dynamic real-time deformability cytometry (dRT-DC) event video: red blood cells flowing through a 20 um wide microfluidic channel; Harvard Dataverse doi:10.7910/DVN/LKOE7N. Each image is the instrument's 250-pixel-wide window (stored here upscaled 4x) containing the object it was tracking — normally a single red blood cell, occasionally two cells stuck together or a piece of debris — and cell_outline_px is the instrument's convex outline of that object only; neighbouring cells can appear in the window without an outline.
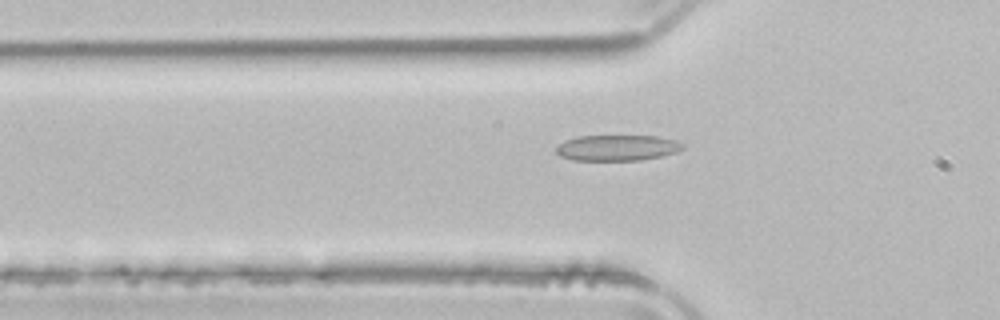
{"species": "common noctule bat (a hibernating species)", "species_latin": "Nyctalus noctula", "temperature_condition": "room temperature", "stored_images_in_passage": 37, "camera_frame_rate_fps": 3000, "um_per_image_px": 0.085, "animal": {"sex": "male", "body_mass_g": 21.5, "forearm_length_mm": 52.0}, "frame": {"image": 1, "passage_image": 3, "time_ms": 0.667, "image_size_px": [1000, 320], "cell_outline_px": [[684, 148], [676, 152], [660, 156], [640, 160], [572, 160], [560, 156], [556, 152], [556, 148], [564, 140], [576, 136], [660, 136], [676, 140], [684, 144]], "centroid_in_image_um": [52.46, 12.55], "position_along_channel_um": 73.3, "area_um2": 19.07}}
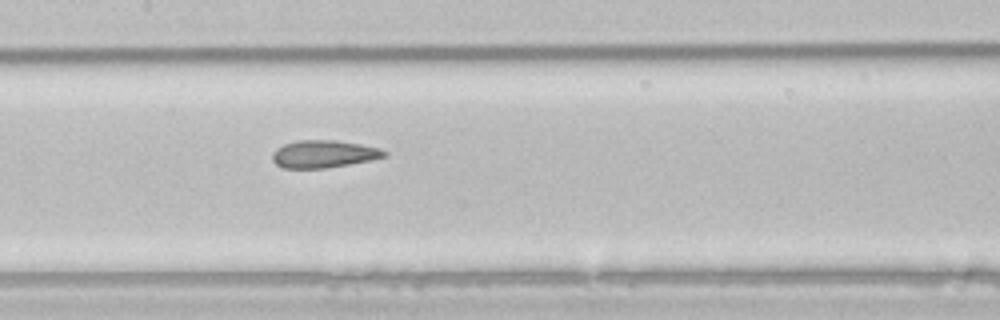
{"frame": {"image": 2, "passage_image": 11, "time_ms": 3.333, "image_size_px": [1000, 320], "cell_outline_px": [[388, 156], [372, 160], [324, 168], [284, 168], [276, 164], [272, 160], [272, 152], [284, 144], [296, 140], [336, 140], [360, 144], [380, 148], [388, 152]], "centroid_in_image_um": [27.53, 13.08], "position_along_channel_um": 179.9, "area_um2": 17.98}}
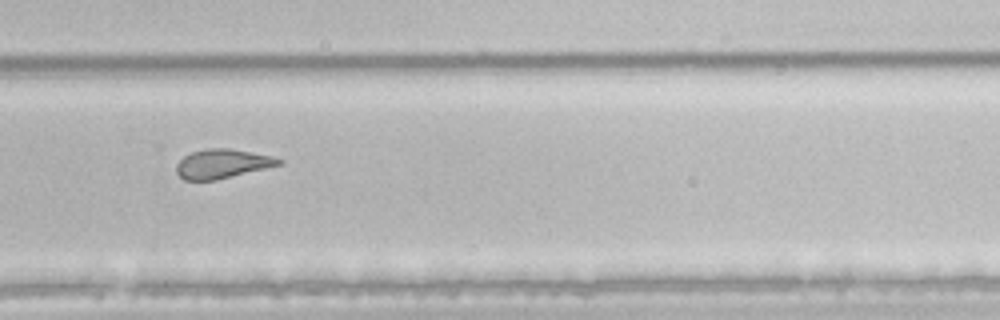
{"frame": {"image": 3, "passage_image": 21, "time_ms": 6.667, "image_size_px": [1000, 320], "cell_outline_px": [[284, 160], [280, 164], [216, 180], [184, 180], [176, 172], [176, 164], [184, 156], [192, 152], [208, 148], [232, 148], [272, 156]], "centroid_in_image_um": [18.86, 13.91], "position_along_channel_um": 310.9, "area_um2": 17.22}, "authors_computed_cell_mechanics": {"area_um2": 18.2648, "velocity_mm_per_s": 3.9504, "shape_relaxation_time_tau1_ms": 7.5009, "shape_relaxation_time_tau2_ms": 2.2315, "deformation_change_tau1": 0.1787, "deformation_change_tau2": 0.097}}